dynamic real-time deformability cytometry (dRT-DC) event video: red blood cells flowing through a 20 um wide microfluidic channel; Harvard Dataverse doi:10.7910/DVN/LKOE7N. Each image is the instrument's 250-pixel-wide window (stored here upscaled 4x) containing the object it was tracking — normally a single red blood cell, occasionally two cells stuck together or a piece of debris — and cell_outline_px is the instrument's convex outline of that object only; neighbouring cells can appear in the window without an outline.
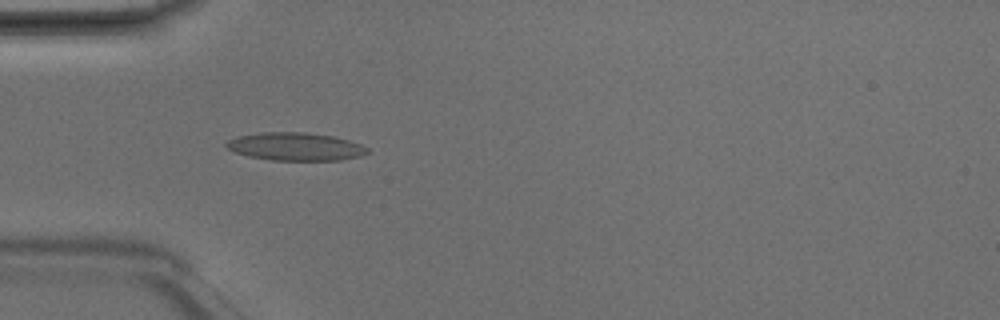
{"species": "Egyptian fruit bat (a non-hibernating species)", "species_latin": "Rousettus aegyptiacus", "temperature_condition": "room temperature", "stored_images_in_passage": 3, "camera_frame_rate_fps": 3000, "um_per_image_px": 0.085, "animal": {"sex": "male"}, "frame": {"image": 1, "passage_image": 2, "time_ms": 0.333, "image_size_px": [1000, 320], "cell_outline_px": [[368, 152], [360, 156], [340, 160], [272, 160], [248, 156], [236, 152], [228, 148], [224, 144], [228, 140], [240, 136], [260, 132], [304, 132], [332, 136], [348, 140], [360, 144], [368, 148]], "centroid_in_image_um": [25.11, 12.46], "position_along_channel_um": 59.9, "area_um2": 22.77}}